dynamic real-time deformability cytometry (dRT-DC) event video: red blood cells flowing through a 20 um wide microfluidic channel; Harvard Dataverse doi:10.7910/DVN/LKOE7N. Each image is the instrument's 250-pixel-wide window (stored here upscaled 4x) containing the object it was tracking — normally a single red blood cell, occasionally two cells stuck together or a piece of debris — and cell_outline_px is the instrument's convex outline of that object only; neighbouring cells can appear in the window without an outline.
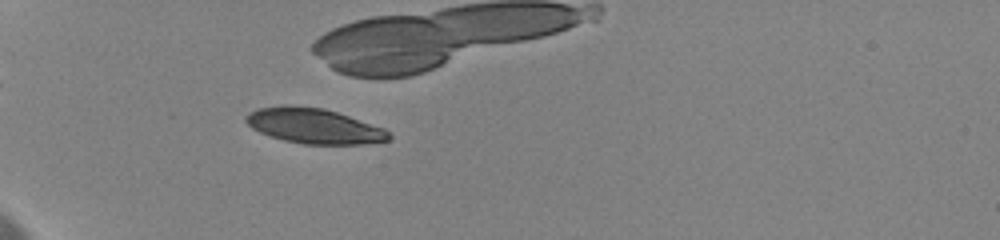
{"species": "human", "species_latin": "Homo sapiens", "temperature_condition": "cold", "stored_images_in_passage": 27, "camera_frame_rate_fps": 3000, "um_per_image_px": 0.085, "donor": {"sex": "female"}, "frame": {"image": 1, "passage_image": 26, "time_ms": 6.667, "image_size_px": [1000, 240], "cell_outline_px": [[392, 136], [388, 140], [360, 144], [304, 144], [284, 140], [260, 132], [252, 128], [244, 120], [244, 116], [248, 112], [256, 108], [280, 104], [284, 104], [324, 108], [384, 128]], "centroid_in_image_um": [26.63, 10.68], "position_along_channel_um": 58.4, "area_um2": 29.3}}